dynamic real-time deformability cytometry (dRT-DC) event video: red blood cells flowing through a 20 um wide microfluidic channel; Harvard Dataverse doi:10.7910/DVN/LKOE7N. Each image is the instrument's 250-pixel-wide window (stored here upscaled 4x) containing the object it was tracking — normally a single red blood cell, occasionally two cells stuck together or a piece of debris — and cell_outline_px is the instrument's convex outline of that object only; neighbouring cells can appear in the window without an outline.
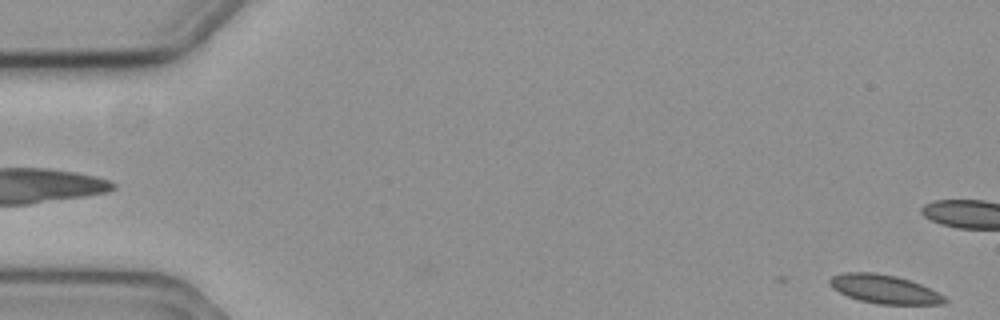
{"species": "common noctule bat (a hibernating species)", "species_latin": "Nyctalus noctula", "temperature_condition": "cold", "stored_images_in_passage": 5, "camera_frame_rate_fps": 3000, "um_per_image_px": 0.085, "animal": {"sex": "female", "body_mass_g": 19.3, "forearm_length_mm": 54.1}, "frame": {"image": 1, "passage_image": 5, "time_ms": 1.333, "image_size_px": [1000, 320], "cell_outline_px": [[948, 300], [944, 304], [876, 304], [860, 300], [848, 296], [832, 288], [828, 284], [828, 280], [832, 276], [844, 272], [876, 272], [896, 276], [920, 284], [944, 296]], "centroid_in_image_um": [75.13, 24.57], "position_along_channel_um": 9.9, "area_um2": 19.13}}